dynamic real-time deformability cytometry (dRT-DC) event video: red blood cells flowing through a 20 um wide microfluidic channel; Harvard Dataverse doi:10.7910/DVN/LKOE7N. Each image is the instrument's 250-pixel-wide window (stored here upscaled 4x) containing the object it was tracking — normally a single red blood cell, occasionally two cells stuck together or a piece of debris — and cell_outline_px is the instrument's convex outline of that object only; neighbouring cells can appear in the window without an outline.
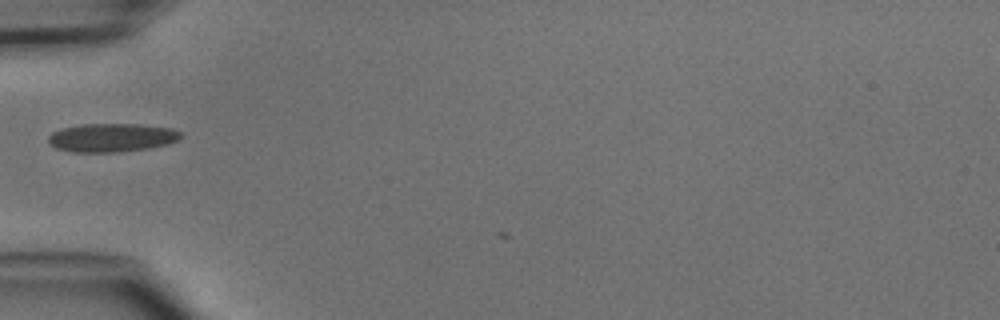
{"species": "common noctule bat (a hibernating species)", "species_latin": "Nyctalus noctula", "temperature_condition": "cold", "stored_images_in_passage": 2, "camera_frame_rate_fps": 3000, "um_per_image_px": 0.085, "animal": {"sex": "male", "body_mass_g": 15.6}, "frame": {"image": 1, "passage_image": 1, "time_ms": 0.0, "image_size_px": [1000, 320], "cell_outline_px": [[184, 136], [180, 140], [168, 144], [148, 148], [120, 152], [68, 152], [56, 148], [48, 144], [48, 136], [52, 132], [60, 128], [84, 124], [140, 124], [172, 128], [184, 132]], "centroid_in_image_um": [9.52, 11.7], "position_along_channel_um": 75.5, "area_um2": 22.48}}